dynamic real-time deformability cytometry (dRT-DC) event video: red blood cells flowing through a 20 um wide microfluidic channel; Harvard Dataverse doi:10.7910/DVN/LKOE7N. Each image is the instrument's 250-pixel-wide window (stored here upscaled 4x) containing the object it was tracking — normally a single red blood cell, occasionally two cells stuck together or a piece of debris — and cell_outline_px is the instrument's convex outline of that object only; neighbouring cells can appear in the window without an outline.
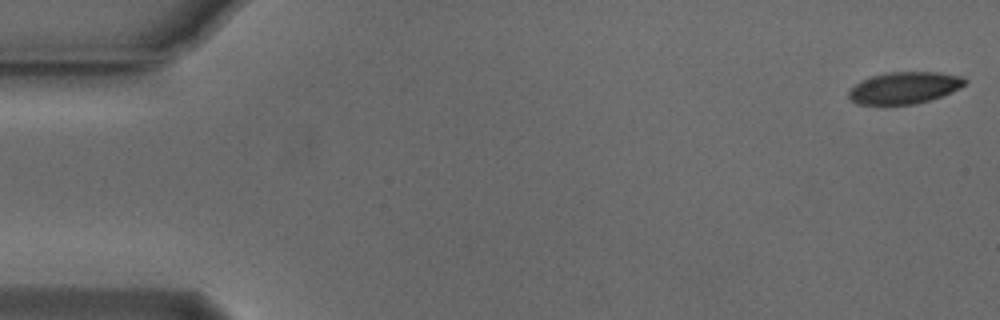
{"species": "Egyptian fruit bat (a non-hibernating species)", "species_latin": "Rousettus aegyptiacus", "temperature_condition": "cold", "stored_images_in_passage": 54, "camera_frame_rate_fps": 3000, "um_per_image_px": 0.085, "animal": {"sex": "male"}, "frame": {"image": 1, "passage_image": 1, "time_ms": 0.0, "image_size_px": [1000, 320], "cell_outline_px": [[968, 80], [964, 84], [952, 92], [916, 104], [856, 104], [848, 96], [848, 92], [856, 84], [872, 76], [888, 72], [940, 72], [964, 76]], "centroid_in_image_um": [76.9, 7.45], "position_along_channel_um": 8.1, "area_um2": 21.33}}
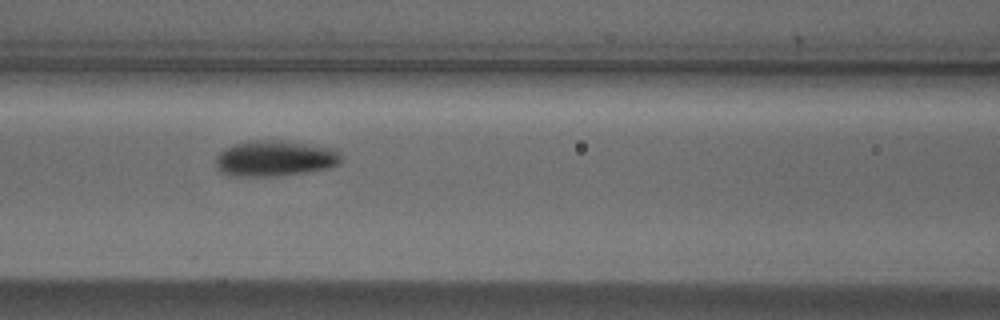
{"frame": {"image": 2, "passage_image": 23, "time_ms": 7.333, "image_size_px": [1000, 320], "cell_outline_px": [[344, 160], [340, 164], [328, 168], [308, 172], [276, 176], [236, 176], [220, 172], [216, 168], [216, 156], [224, 148], [232, 144], [256, 140], [280, 140], [336, 148], [344, 156]], "centroid_in_image_um": [23.42, 13.46], "position_along_channel_um": 143.2, "area_um2": 26.59}}
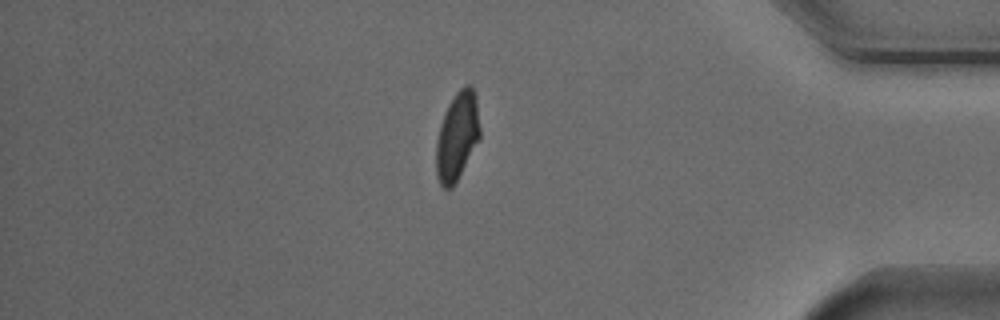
{"frame": {"image": 3, "passage_image": 46, "time_ms": 15.0, "image_size_px": [1000, 320], "cell_outline_px": [[480, 140], [452, 188], [444, 188], [440, 184], [436, 176], [436, 140], [440, 124], [444, 112], [448, 104], [456, 92], [464, 84], [472, 84], [476, 96], [480, 128]], "centroid_in_image_um": [38.86, 11.55], "position_along_channel_um": 396.3, "area_um2": 22.83}}